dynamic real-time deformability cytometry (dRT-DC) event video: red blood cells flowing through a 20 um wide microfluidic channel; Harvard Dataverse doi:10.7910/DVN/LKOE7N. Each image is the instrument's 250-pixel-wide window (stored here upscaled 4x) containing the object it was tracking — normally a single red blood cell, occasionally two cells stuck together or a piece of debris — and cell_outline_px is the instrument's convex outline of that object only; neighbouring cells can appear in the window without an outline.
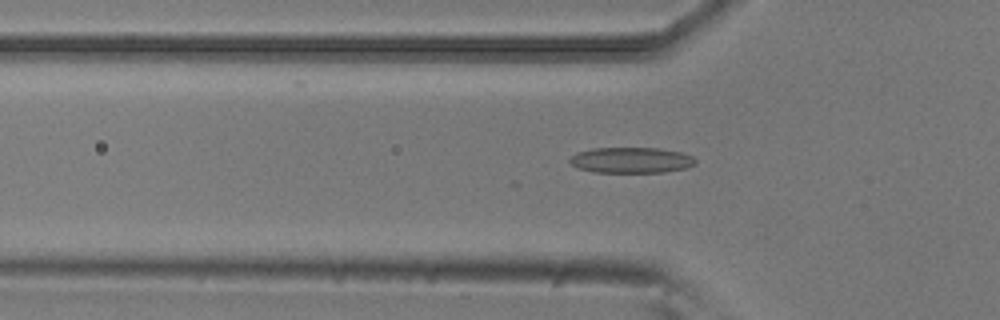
{"species": "common noctule bat (a hibernating species)", "species_latin": "Nyctalus noctula", "temperature_condition": "room temperature", "stored_images_in_passage": 41, "camera_frame_rate_fps": 3000, "um_per_image_px": 0.085, "animal": {"sex": "male", "body_mass_g": 20.5, "forearm_length_mm": 52.5}, "frame": {"image": 1, "passage_image": 3, "time_ms": 0.667, "image_size_px": [1000, 320], "cell_outline_px": [[696, 164], [684, 168], [664, 172], [592, 172], [580, 168], [572, 164], [568, 160], [576, 152], [592, 148], [660, 148], [680, 152], [692, 156], [696, 160]], "centroid_in_image_um": [53.65, 13.6], "position_along_channel_um": 72.2, "area_um2": 18.79}}
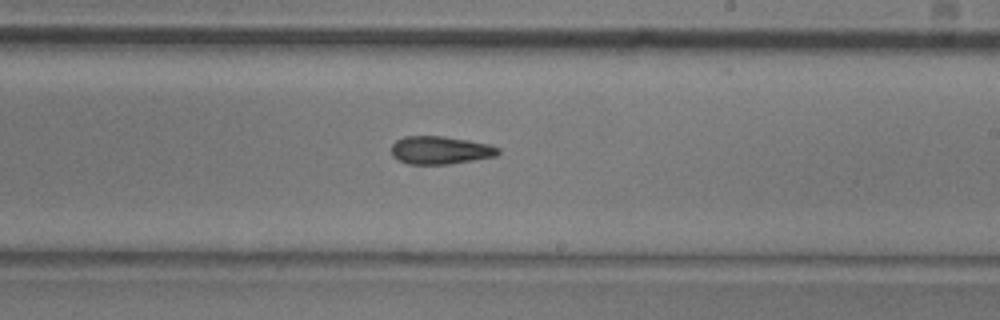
{"frame": {"image": 2, "passage_image": 17, "time_ms": 5.333, "image_size_px": [1000, 320], "cell_outline_px": [[500, 152], [496, 156], [448, 164], [408, 164], [392, 156], [392, 144], [396, 140], [404, 136], [444, 136], [468, 140], [488, 144], [500, 148]], "centroid_in_image_um": [37.42, 12.76], "position_along_channel_um": 251.6, "area_um2": 17.34}}
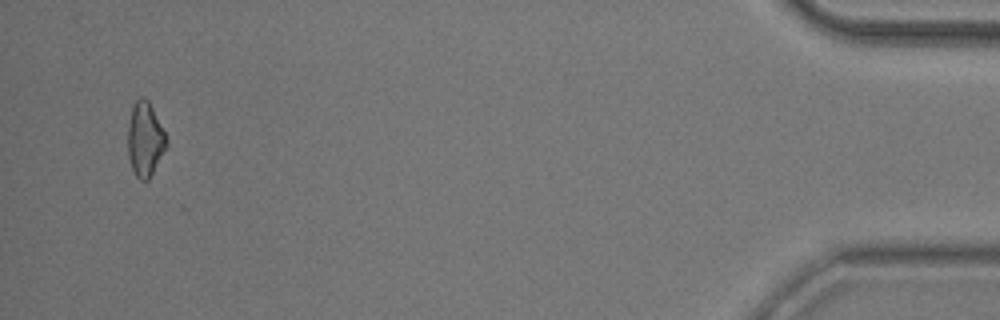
{"frame": {"image": 3, "passage_image": 37, "time_ms": 12.0, "image_size_px": [1000, 320], "cell_outline_px": [[168, 144], [148, 180], [140, 180], [136, 176], [132, 168], [128, 156], [128, 120], [132, 108], [136, 100], [140, 96], [144, 96], [148, 100], [168, 140]], "centroid_in_image_um": [12.31, 11.83], "position_along_channel_um": 422.9, "area_um2": 16.53}}